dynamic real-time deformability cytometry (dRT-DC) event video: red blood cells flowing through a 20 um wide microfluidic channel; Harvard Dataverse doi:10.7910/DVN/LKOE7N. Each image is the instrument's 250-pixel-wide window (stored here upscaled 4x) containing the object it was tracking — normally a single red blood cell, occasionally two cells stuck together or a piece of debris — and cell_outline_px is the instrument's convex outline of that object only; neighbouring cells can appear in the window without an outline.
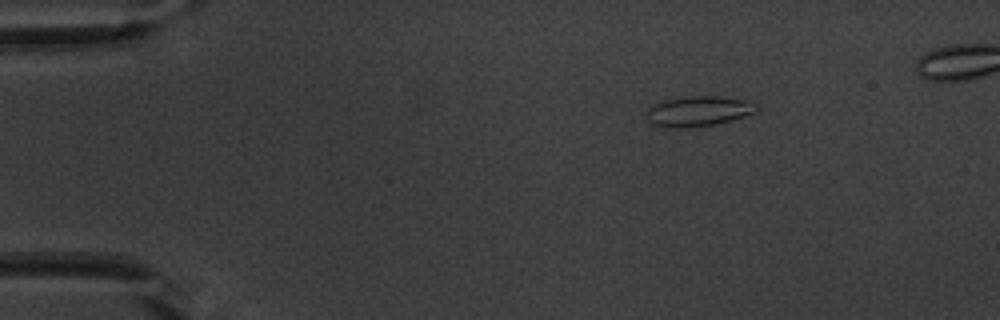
{"species": "common noctule bat (a hibernating species)", "species_latin": "Nyctalus noctula", "temperature_condition": "warm", "stored_images_in_passage": 2, "camera_frame_rate_fps": 3000, "um_per_image_px": 0.085, "animal": {"sex": "male", "body_mass_g": 20.1, "forearm_length_mm": 53.5}, "frame": {"image": 1, "passage_image": 2, "time_ms": 0.333, "image_size_px": [1000, 320], "cell_outline_px": [[760, 108], [756, 112], [744, 116], [716, 124], [688, 128], [664, 128], [652, 124], [648, 120], [648, 108], [652, 104], [660, 100], [680, 96], [716, 96], [748, 100], [760, 104]], "centroid_in_image_um": [59.36, 9.44], "position_along_channel_um": 25.6, "area_um2": 19.88}}